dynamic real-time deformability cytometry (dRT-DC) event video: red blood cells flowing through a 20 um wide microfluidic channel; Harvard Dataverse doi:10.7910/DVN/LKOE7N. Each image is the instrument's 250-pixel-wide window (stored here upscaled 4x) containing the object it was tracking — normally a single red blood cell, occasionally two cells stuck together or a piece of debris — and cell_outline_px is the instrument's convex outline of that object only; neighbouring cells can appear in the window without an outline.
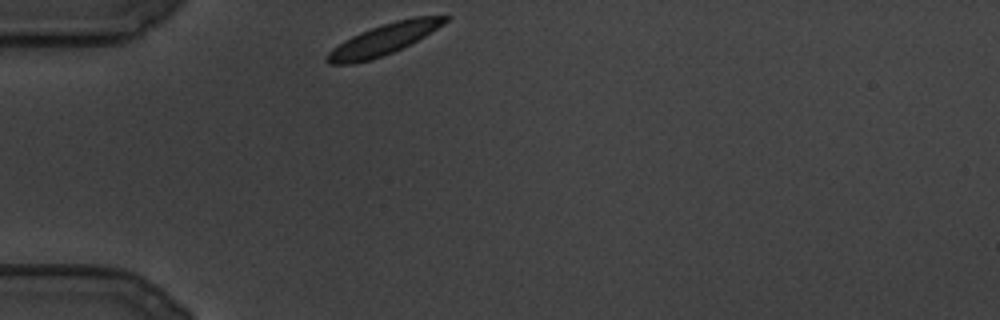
{"species": "common noctule bat (a hibernating species)", "species_latin": "Nyctalus noctula", "temperature_condition": "cold", "stored_images_in_passage": 70, "camera_frame_rate_fps": 3000, "um_per_image_px": 0.085, "animal": {"sex": "male", "body_mass_g": 19.5, "forearm_length_mm": 54.6}, "frame": {"image": 1, "passage_image": 1, "time_ms": 0.0, "image_size_px": [1000, 320], "cell_outline_px": [[452, 16], [448, 20], [424, 36], [392, 52], [368, 60], [352, 64], [328, 64], [324, 60], [324, 56], [332, 48], [344, 40], [360, 32], [396, 20], [416, 16]], "centroid_in_image_um": [32.53, 3.36], "position_along_channel_um": 52.5, "area_um2": 20.81}}
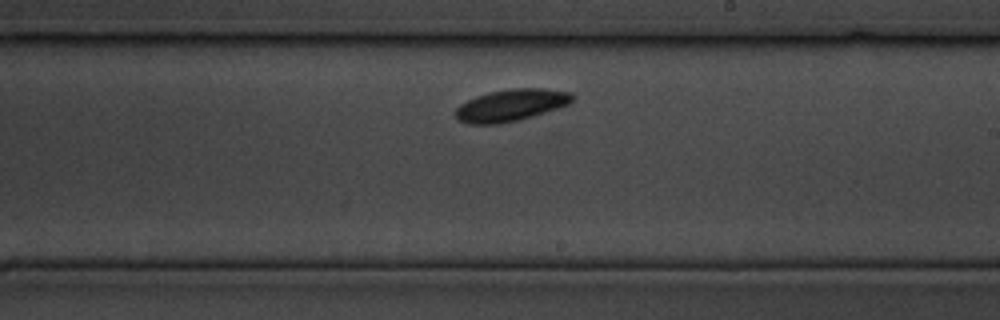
{"frame": {"image": 2, "passage_image": 40, "time_ms": 13.0, "image_size_px": [1000, 320], "cell_outline_px": [[576, 96], [568, 104], [520, 120], [500, 124], [468, 124], [460, 120], [456, 116], [456, 108], [460, 104], [476, 96], [492, 92], [512, 88], [540, 88], [572, 92]], "centroid_in_image_um": [43.45, 8.94], "position_along_channel_um": 245.6, "area_um2": 21.56}}
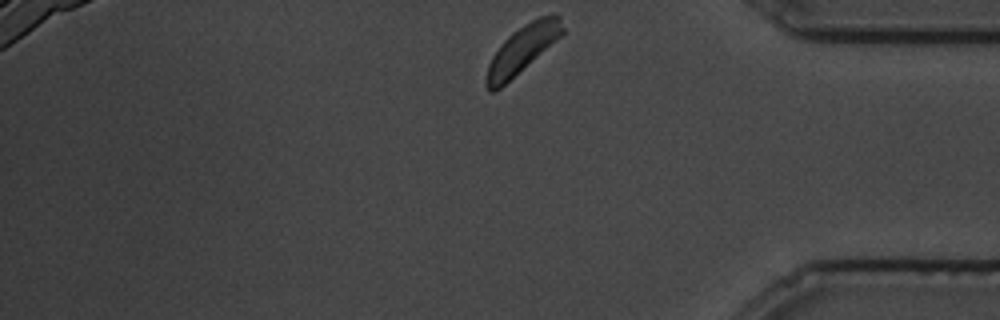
{"frame": {"image": 3, "passage_image": 70, "time_ms": 23.0, "image_size_px": [1000, 320], "cell_outline_px": [[564, 32], [560, 36], [500, 88], [492, 92], [488, 92], [484, 84], [484, 80], [488, 64], [492, 56], [500, 44], [512, 32], [524, 24], [540, 16], [552, 12], [556, 12], [560, 16], [564, 28]], "centroid_in_image_um": [44.36, 4.17], "position_along_channel_um": 390.8, "area_um2": 20.92}}